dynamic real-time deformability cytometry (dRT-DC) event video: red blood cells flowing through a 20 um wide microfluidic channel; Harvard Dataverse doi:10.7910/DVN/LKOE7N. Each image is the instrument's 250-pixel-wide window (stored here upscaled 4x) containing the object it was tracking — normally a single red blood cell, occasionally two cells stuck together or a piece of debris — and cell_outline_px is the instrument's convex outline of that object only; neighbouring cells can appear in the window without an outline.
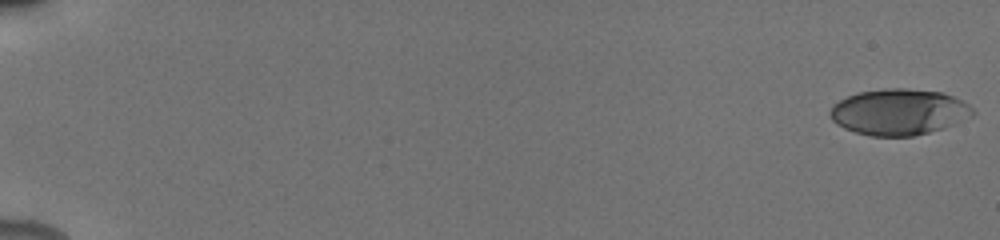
{"species": "human", "species_latin": "Homo sapiens", "temperature_condition": "cold", "stored_images_in_passage": 28, "camera_frame_rate_fps": 3000, "um_per_image_px": 0.085, "donor": {"sex": "male"}, "frame": {"image": 1, "passage_image": 1, "time_ms": 0.0, "image_size_px": [1000, 240], "cell_outline_px": [[976, 112], [972, 116], [944, 128], [912, 136], [872, 136], [856, 132], [844, 128], [836, 124], [832, 120], [828, 112], [832, 104], [856, 92], [884, 88], [904, 88], [940, 92], [952, 96], [968, 104]], "centroid_in_image_um": [76.37, 9.51], "position_along_channel_um": 8.6, "area_um2": 38.32}}
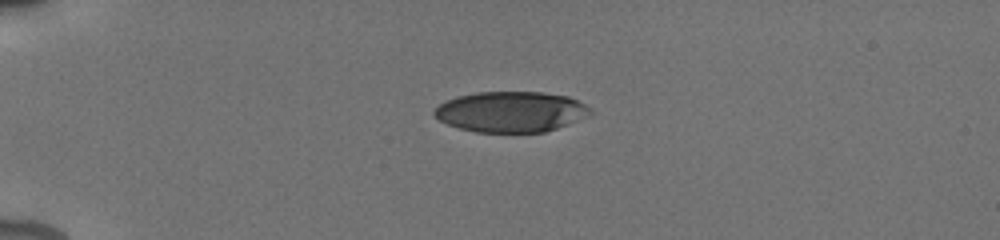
{"frame": {"image": 2, "passage_image": 21, "time_ms": 4.667, "image_size_px": [1000, 240], "cell_outline_px": [[592, 112], [588, 116], [556, 128], [544, 132], [476, 132], [460, 128], [448, 124], [440, 120], [432, 112], [440, 104], [456, 96], [476, 92], [544, 92], [568, 96], [584, 104]], "centroid_in_image_um": [43.42, 9.49], "position_along_channel_um": 41.6, "area_um2": 36.65}}